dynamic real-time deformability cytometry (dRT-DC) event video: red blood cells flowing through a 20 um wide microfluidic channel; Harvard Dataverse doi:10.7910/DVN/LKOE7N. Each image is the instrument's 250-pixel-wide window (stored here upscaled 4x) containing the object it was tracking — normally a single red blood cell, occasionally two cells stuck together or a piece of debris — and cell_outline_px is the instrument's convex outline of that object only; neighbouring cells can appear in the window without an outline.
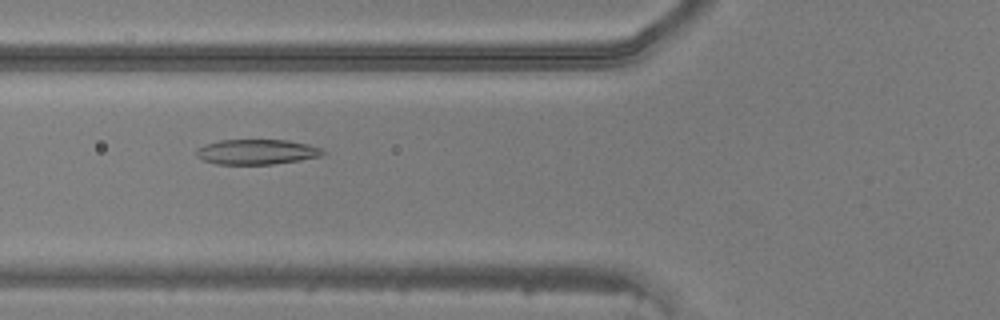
{"species": "common noctule bat (a hibernating species)", "species_latin": "Nyctalus noctula", "temperature_condition": "warm", "stored_images_in_passage": 8, "camera_frame_rate_fps": 3000, "um_per_image_px": 0.085, "animal": {"sex": "male", "body_mass_g": 20.5, "forearm_length_mm": 52.5}, "frame": {"image": 1, "passage_image": 3, "time_ms": 0.667, "image_size_px": [1000, 320], "cell_outline_px": [[324, 152], [320, 156], [300, 160], [272, 164], [216, 164], [204, 160], [196, 156], [196, 148], [204, 144], [220, 140], [288, 140], [308, 144], [320, 148]], "centroid_in_image_um": [21.78, 12.9], "position_along_channel_um": 104.0, "area_um2": 18.44}}
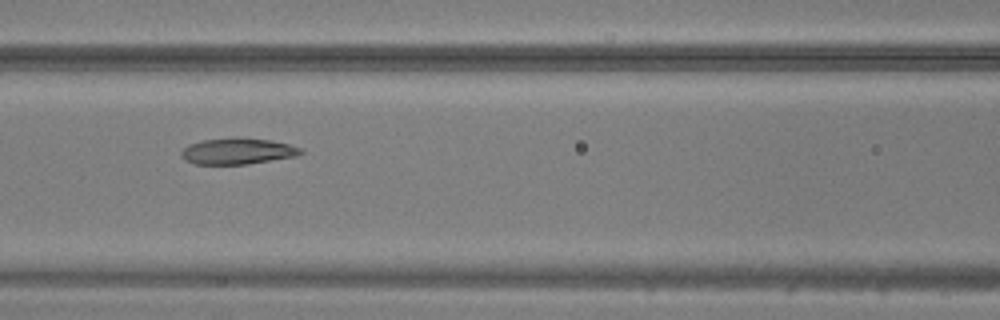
{"frame": {"image": 2, "passage_image": 6, "time_ms": 1.667, "image_size_px": [1000, 320], "cell_outline_px": [[304, 152], [296, 156], [248, 164], [196, 164], [184, 160], [180, 156], [180, 152], [188, 144], [204, 140], [272, 140], [288, 144], [300, 148]], "centroid_in_image_um": [20.17, 12.89], "position_along_channel_um": 146.4, "area_um2": 17.46}}